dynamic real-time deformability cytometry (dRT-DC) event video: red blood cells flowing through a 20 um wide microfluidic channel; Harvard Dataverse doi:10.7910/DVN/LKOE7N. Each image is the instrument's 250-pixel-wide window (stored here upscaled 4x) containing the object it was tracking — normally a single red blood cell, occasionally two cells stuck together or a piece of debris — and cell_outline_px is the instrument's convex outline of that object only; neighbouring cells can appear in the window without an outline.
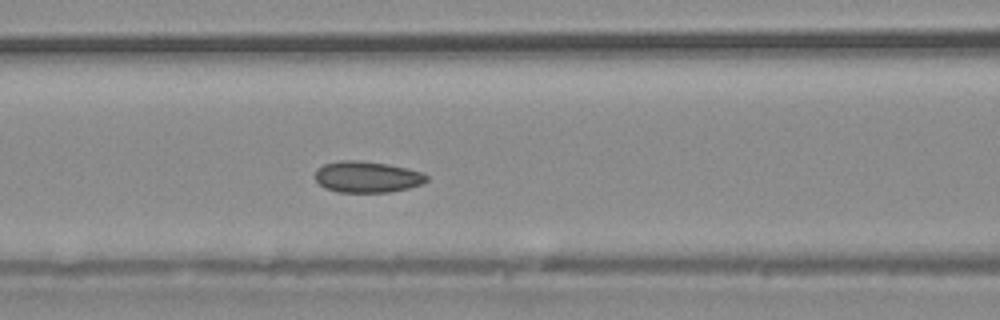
{"species": "common noctule bat (a hibernating species)", "species_latin": "Nyctalus noctula", "temperature_condition": "warm", "stored_images_in_passage": 27, "camera_frame_rate_fps": 3000, "um_per_image_px": 0.085, "animal": {"sex": "male", "body_mass_g": 20.4}, "frame": {"image": 1, "passage_image": 5, "time_ms": 1.333, "image_size_px": [1000, 320], "cell_outline_px": [[428, 180], [420, 184], [408, 188], [388, 192], [340, 192], [324, 188], [316, 180], [316, 168], [324, 164], [340, 160], [360, 160], [388, 164], [408, 168], [424, 172], [428, 176]], "centroid_in_image_um": [31.21, 15.02], "position_along_channel_um": 135.4, "area_um2": 20.4}}
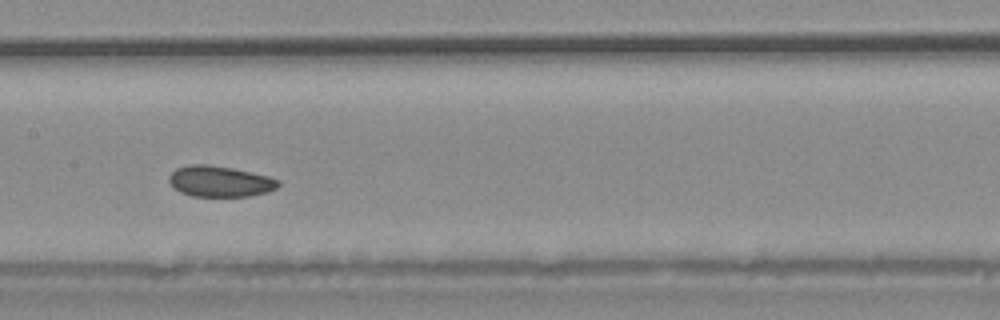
{"frame": {"image": 2, "passage_image": 8, "time_ms": 2.333, "image_size_px": [1000, 320], "cell_outline_px": [[280, 184], [276, 188], [268, 192], [248, 196], [192, 196], [180, 192], [172, 188], [168, 180], [168, 176], [176, 168], [188, 164], [208, 164], [232, 168], [268, 176], [280, 180]], "centroid_in_image_um": [18.65, 15.41], "position_along_channel_um": 188.7, "area_um2": 19.83}}
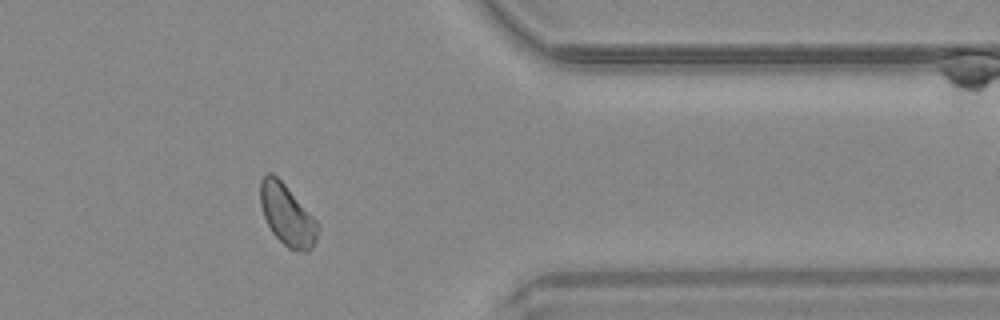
{"frame": {"image": 3, "passage_image": 20, "time_ms": 6.333, "image_size_px": [1000, 320], "cell_outline_px": [[320, 228], [316, 240], [312, 248], [308, 252], [304, 252], [288, 248], [272, 232], [264, 216], [260, 204], [260, 180], [268, 172], [272, 172], [284, 184], [320, 224]], "centroid_in_image_um": [24.42, 18.29], "position_along_channel_um": 387.0, "area_um2": 20.35}}